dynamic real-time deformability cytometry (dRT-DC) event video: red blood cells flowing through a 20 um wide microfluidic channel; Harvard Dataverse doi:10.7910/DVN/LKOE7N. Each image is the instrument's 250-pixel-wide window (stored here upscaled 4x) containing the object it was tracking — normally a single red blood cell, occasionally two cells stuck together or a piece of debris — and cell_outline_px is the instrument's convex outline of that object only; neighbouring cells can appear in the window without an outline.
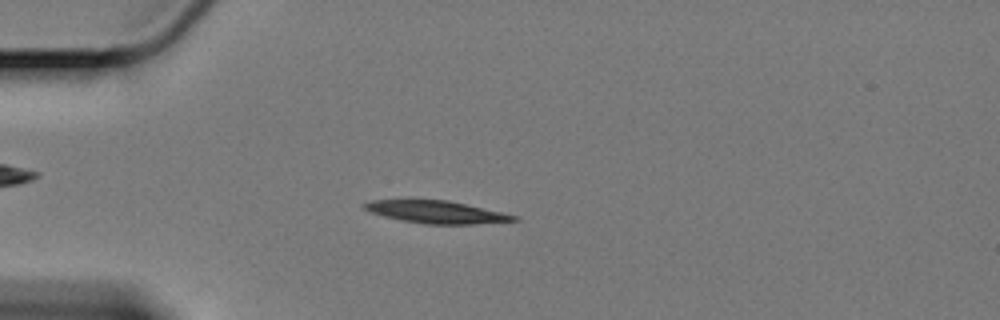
{"species": "Egyptian fruit bat (a non-hibernating species)", "species_latin": "Rousettus aegyptiacus", "temperature_condition": "cold", "stored_images_in_passage": 38, "camera_frame_rate_fps": 3000, "um_per_image_px": 0.085, "animal": {"sex": "female"}, "frame": {"image": 1, "passage_image": 7, "time_ms": 2.0, "image_size_px": [1000, 320], "cell_outline_px": [[520, 220], [472, 224], [424, 224], [400, 220], [384, 216], [372, 212], [364, 208], [360, 204], [368, 200], [448, 200], [520, 216]], "centroid_in_image_um": [37.09, 18.02], "position_along_channel_um": 47.9, "area_um2": 19.54}}
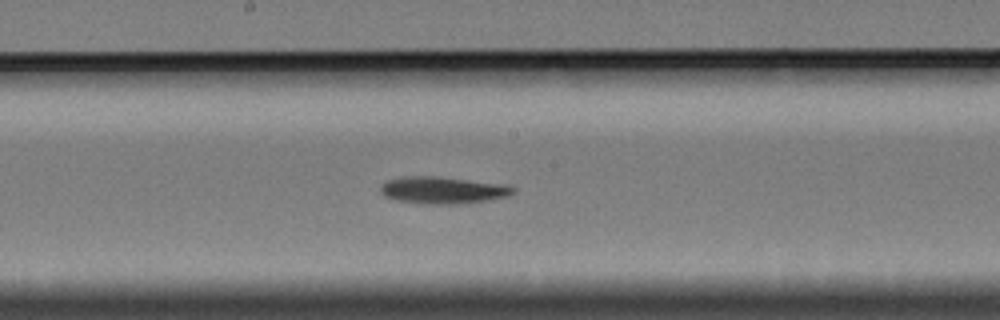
{"frame": {"image": 2, "passage_image": 23, "time_ms": 7.333, "image_size_px": [1000, 320], "cell_outline_px": [[516, 192], [508, 196], [460, 204], [428, 204], [396, 200], [384, 196], [380, 192], [380, 184], [388, 180], [404, 176], [436, 176], [504, 184], [516, 188]], "centroid_in_image_um": [37.62, 16.16], "position_along_channel_um": 210.6, "area_um2": 20.87}}
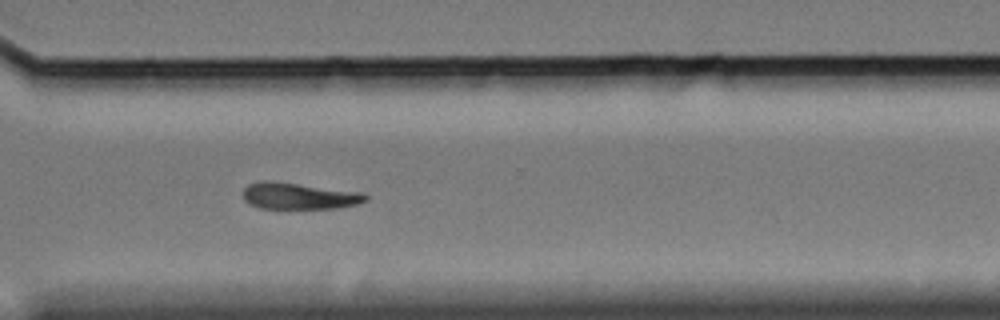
{"frame": {"image": 3, "passage_image": 35, "time_ms": 11.333, "image_size_px": [1000, 320], "cell_outline_px": [[368, 200], [356, 204], [336, 208], [260, 208], [244, 200], [244, 188], [248, 184], [264, 180], [272, 180], [360, 192], [368, 196]], "centroid_in_image_um": [25.4, 16.64], "position_along_channel_um": 345.2, "area_um2": 18.79}, "authors_computed_cell_mechanics": {"area_um2": 19.9121, "velocity_mm_per_s": 3.3735, "shape_relaxation_time_tau1_ms": 2.1809, "shape_relaxation_time_tau2_ms": null, "deformation_change_tau1": 0.128, "deformation_change_tau2": null}}